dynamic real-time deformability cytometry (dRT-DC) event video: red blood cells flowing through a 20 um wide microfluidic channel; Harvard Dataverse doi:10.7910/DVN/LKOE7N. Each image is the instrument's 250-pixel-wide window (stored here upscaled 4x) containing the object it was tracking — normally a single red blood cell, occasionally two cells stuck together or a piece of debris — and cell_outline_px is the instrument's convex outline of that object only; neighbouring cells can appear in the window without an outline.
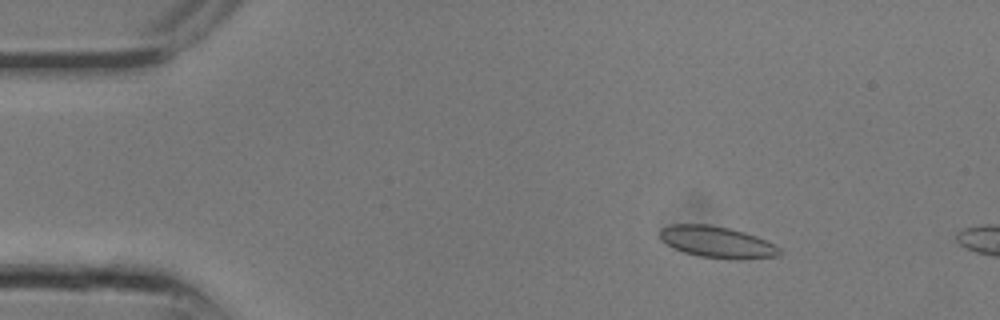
{"species": "common noctule bat (a hibernating species)", "species_latin": "Nyctalus noctula", "temperature_condition": "room temperature", "stored_images_in_passage": 7, "camera_frame_rate_fps": 3000, "um_per_image_px": 0.085, "animal": {"sex": "male", "body_mass_g": 13.3}, "frame": {"image": 1, "passage_image": 4, "time_ms": 1.0, "image_size_px": [1000, 320], "cell_outline_px": [[780, 256], [736, 260], [732, 260], [700, 256], [684, 252], [672, 248], [660, 240], [660, 228], [672, 224], [708, 224], [728, 228], [744, 232], [756, 236], [780, 248]], "centroid_in_image_um": [60.91, 20.58], "position_along_channel_um": 24.1, "area_um2": 22.02}}